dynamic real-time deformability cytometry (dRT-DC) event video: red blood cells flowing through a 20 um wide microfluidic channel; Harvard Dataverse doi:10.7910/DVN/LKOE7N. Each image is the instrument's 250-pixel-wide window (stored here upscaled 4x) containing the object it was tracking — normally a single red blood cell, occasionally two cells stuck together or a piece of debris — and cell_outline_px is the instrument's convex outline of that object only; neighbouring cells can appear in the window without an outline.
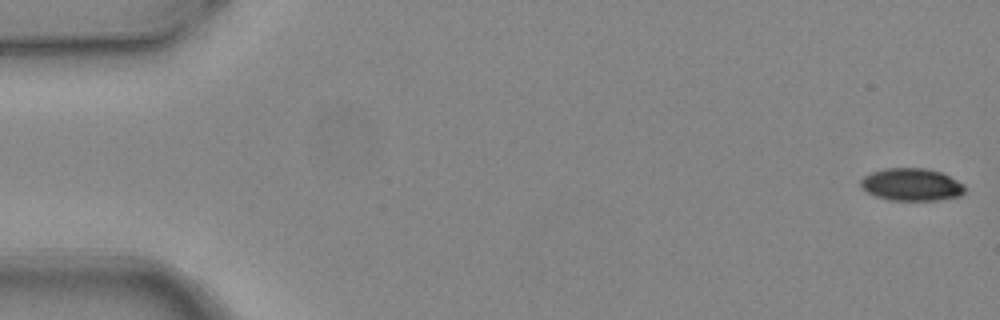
{"species": "common noctule bat (a hibernating species)", "species_latin": "Nyctalus noctula", "temperature_condition": "warm", "stored_images_in_passage": 5, "camera_frame_rate_fps": 3000, "um_per_image_px": 0.085, "animal": {"sex": "female", "body_mass_g": 24.6, "forearm_length_mm": 56.2}, "frame": {"image": 1, "passage_image": 1, "time_ms": 0.0, "image_size_px": [1000, 320], "cell_outline_px": [[964, 192], [960, 196], [936, 200], [892, 200], [876, 196], [860, 188], [860, 180], [864, 176], [872, 172], [884, 168], [924, 168], [940, 172], [964, 184]], "centroid_in_image_um": [77.45, 15.68], "position_along_channel_um": 7.6, "area_um2": 19.59}}
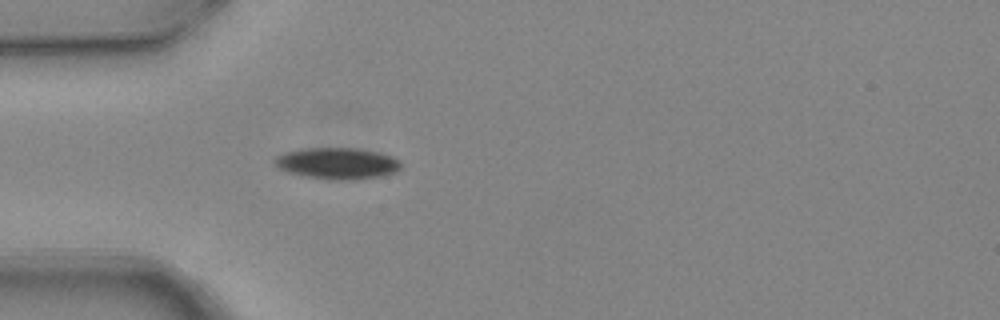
{"frame": {"image": 2, "passage_image": 5, "time_ms": 1.333, "image_size_px": [1000, 320], "cell_outline_px": [[400, 168], [396, 172], [384, 176], [340, 180], [328, 180], [300, 176], [288, 172], [272, 164], [272, 160], [276, 156], [284, 152], [300, 148], [356, 148], [380, 152], [392, 156], [400, 160]], "centroid_in_image_um": [28.63, 13.88], "position_along_channel_um": 56.4, "area_um2": 23.52}}